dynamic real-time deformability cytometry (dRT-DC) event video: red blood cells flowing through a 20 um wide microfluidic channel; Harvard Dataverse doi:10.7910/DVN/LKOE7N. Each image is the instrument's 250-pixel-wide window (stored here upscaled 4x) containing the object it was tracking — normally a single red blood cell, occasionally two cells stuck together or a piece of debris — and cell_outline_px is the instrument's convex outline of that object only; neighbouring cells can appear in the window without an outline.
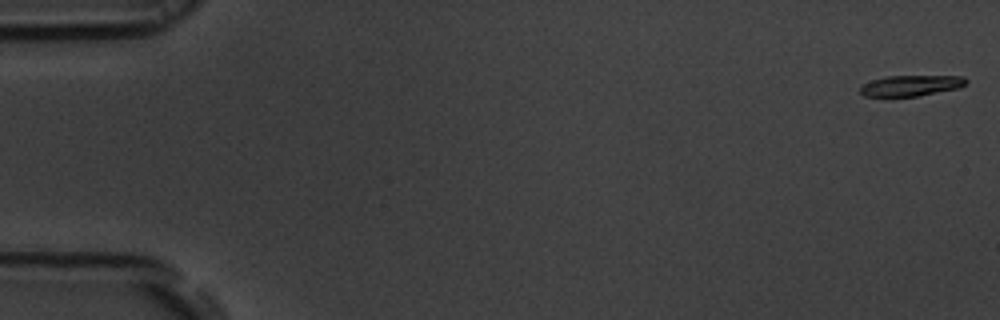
{"species": "common noctule bat (a hibernating species)", "species_latin": "Nyctalus noctula", "temperature_condition": "room temperature", "stored_images_in_passage": 54, "camera_frame_rate_fps": 3000, "um_per_image_px": 0.085, "animal": {"sex": "male", "body_mass_g": 19.5, "forearm_length_mm": 54.6}, "frame": {"image": 1, "passage_image": 1, "time_ms": 0.0, "image_size_px": [1000, 320], "cell_outline_px": [[968, 80], [960, 88], [916, 96], [864, 96], [860, 92], [860, 84], [884, 76], [964, 76]], "centroid_in_image_um": [77.41, 7.26], "position_along_channel_um": 7.6, "area_um2": 12.83}}
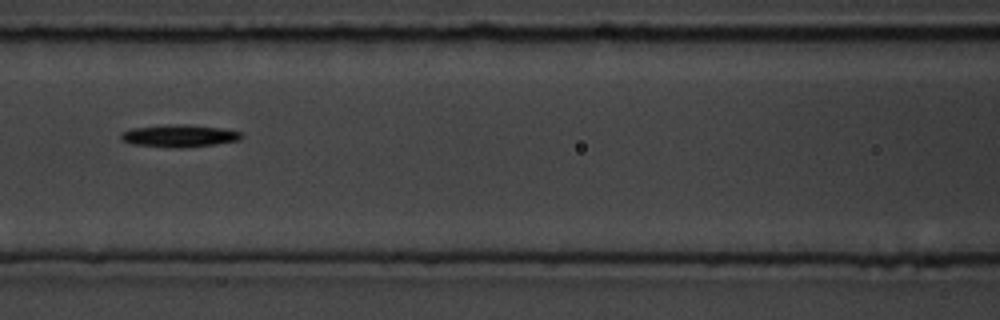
{"frame": {"image": 2, "passage_image": 24, "time_ms": 7.667, "image_size_px": [1000, 320], "cell_outline_px": [[244, 136], [240, 140], [216, 144], [180, 148], [176, 148], [132, 144], [120, 140], [120, 132], [132, 128], [168, 124], [188, 124], [220, 128], [240, 132]], "centroid_in_image_um": [15.2, 11.54], "position_along_channel_um": 151.4, "area_um2": 15.84}}
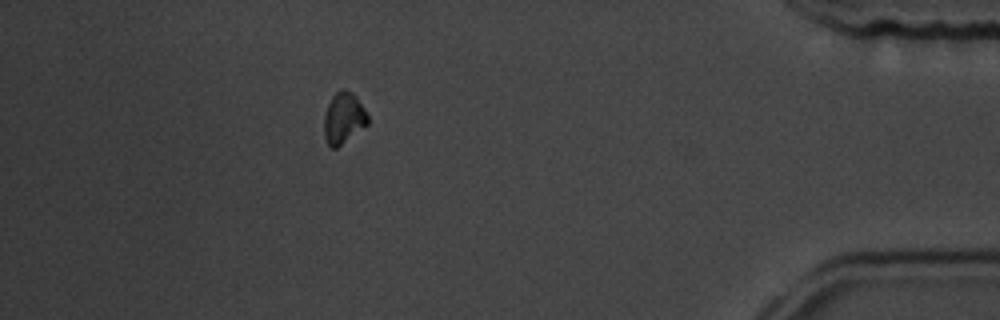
{"frame": {"image": 3, "passage_image": 48, "time_ms": 15.667, "image_size_px": [1000, 320], "cell_outline_px": [[368, 124], [336, 148], [332, 148], [328, 144], [324, 136], [324, 116], [328, 104], [332, 96], [340, 88], [344, 88], [352, 92], [356, 96], [364, 108], [368, 116]], "centroid_in_image_um": [29.2, 10.01], "position_along_channel_um": 406.0, "area_um2": 13.01}, "authors_computed_cell_mechanics": {"area_um2": 13.583, "velocity_mm_per_s": 3.795, "shape_relaxation_time_tau1_ms": 1.4196, "shape_relaxation_time_tau2_ms": null, "deformation_change_tau1": 0.1298, "deformation_change_tau2": null}}